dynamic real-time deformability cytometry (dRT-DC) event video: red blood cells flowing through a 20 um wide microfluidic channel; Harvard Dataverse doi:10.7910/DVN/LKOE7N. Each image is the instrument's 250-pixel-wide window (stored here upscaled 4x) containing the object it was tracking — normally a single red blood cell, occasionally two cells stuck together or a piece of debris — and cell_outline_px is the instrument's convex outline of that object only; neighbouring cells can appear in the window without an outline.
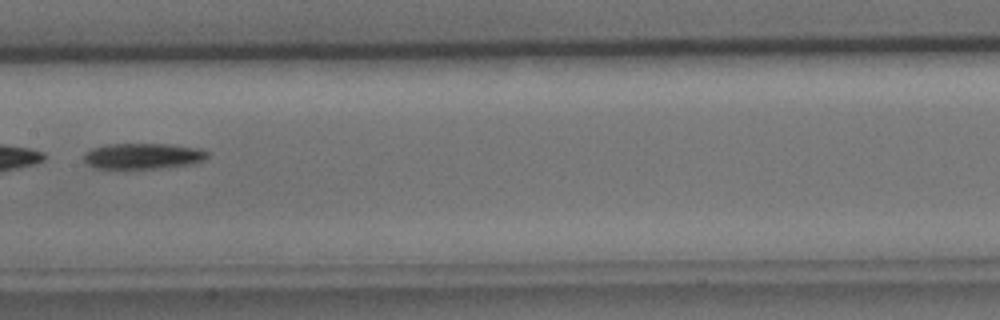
{"species": "common noctule bat (a hibernating species)", "species_latin": "Nyctalus noctula", "temperature_condition": "cold", "stored_images_in_passage": 47, "segment_of_instrument_passage": [2, 2], "camera_frame_rate_fps": 3000, "um_per_image_px": 0.085, "animal": {"sex": "male", "body_mass_g": 15.6}, "frame": {"image": 1, "passage_image": 25, "time_ms": 8.0, "image_size_px": [1000, 320], "cell_outline_px": [[208, 156], [204, 160], [192, 164], [156, 168], [92, 168], [84, 160], [84, 152], [92, 148], [104, 144], [168, 144], [200, 148], [208, 152]], "centroid_in_image_um": [12.14, 13.25], "position_along_channel_um": 195.3, "area_um2": 18.61}}